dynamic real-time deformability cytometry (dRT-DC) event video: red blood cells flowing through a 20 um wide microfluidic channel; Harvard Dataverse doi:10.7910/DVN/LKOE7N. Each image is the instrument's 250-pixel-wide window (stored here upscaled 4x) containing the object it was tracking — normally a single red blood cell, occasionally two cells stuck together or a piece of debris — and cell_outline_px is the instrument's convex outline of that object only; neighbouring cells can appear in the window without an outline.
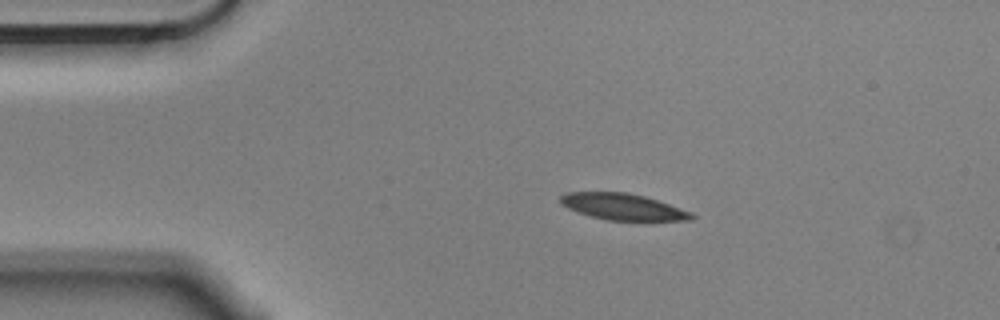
{"species": "Egyptian fruit bat (a non-hibernating species)", "species_latin": "Rousettus aegyptiacus", "temperature_condition": "cold", "stored_images_in_passage": 5, "camera_frame_rate_fps": 3000, "um_per_image_px": 0.085, "animal": {"sex": "male"}, "frame": {"image": 1, "passage_image": 3, "time_ms": 0.667, "image_size_px": [1000, 320], "cell_outline_px": [[696, 216], [692, 220], [608, 220], [592, 216], [568, 208], [560, 204], [560, 196], [564, 192], [628, 192], [644, 196], [692, 212]], "centroid_in_image_um": [52.93, 17.56], "position_along_channel_um": 32.1, "area_um2": 19.94}}
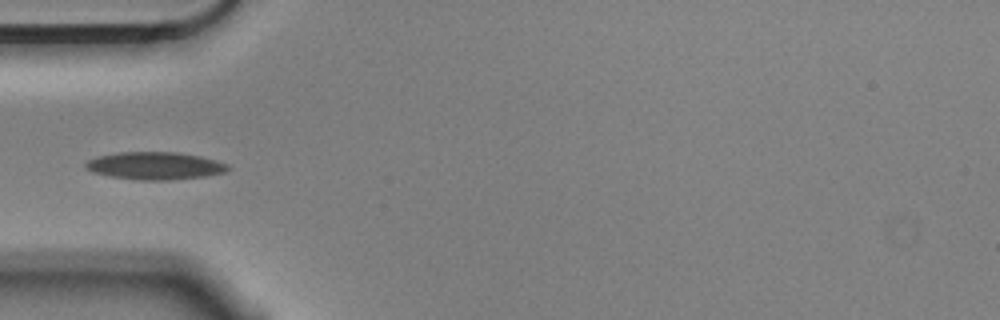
{"frame": {"image": 2, "passage_image": 5, "time_ms": 1.333, "image_size_px": [1000, 320], "cell_outline_px": [[232, 168], [224, 172], [204, 176], [168, 180], [144, 180], [112, 176], [92, 172], [84, 168], [84, 164], [88, 160], [96, 156], [120, 152], [180, 152], [200, 156], [216, 160], [228, 164]], "centroid_in_image_um": [13.17, 14.08], "position_along_channel_um": 71.8, "area_um2": 22.83}}